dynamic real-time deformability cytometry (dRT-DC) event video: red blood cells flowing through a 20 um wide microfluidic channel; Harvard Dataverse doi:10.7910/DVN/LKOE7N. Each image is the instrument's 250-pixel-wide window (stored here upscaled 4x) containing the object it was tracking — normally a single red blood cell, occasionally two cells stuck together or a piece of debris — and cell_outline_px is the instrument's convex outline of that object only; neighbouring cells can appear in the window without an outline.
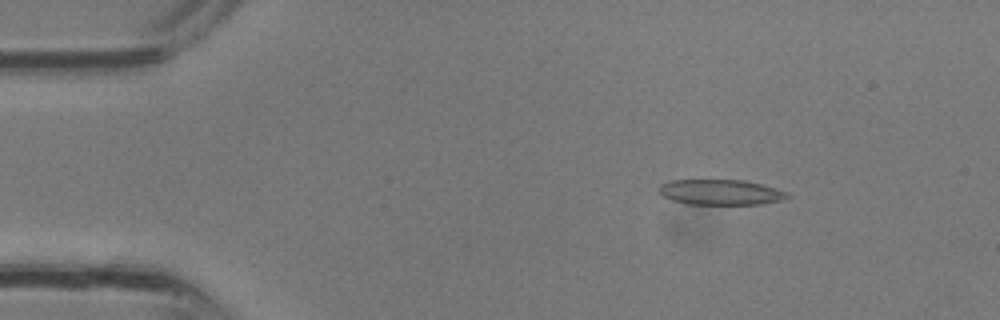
{"species": "common noctule bat (a hibernating species)", "species_latin": "Nyctalus noctula", "temperature_condition": "room temperature", "stored_images_in_passage": 3, "camera_frame_rate_fps": 3000, "um_per_image_px": 0.085, "animal": {"sex": "male", "body_mass_g": 13.3}, "frame": {"image": 1, "passage_image": 2, "time_ms": 0.333, "image_size_px": [1000, 320], "cell_outline_px": [[792, 196], [780, 200], [760, 204], [688, 204], [672, 200], [664, 196], [660, 192], [660, 184], [668, 180], [744, 180], [776, 188], [788, 192]], "centroid_in_image_um": [61.26, 16.33], "position_along_channel_um": 23.7, "area_um2": 18.9}}